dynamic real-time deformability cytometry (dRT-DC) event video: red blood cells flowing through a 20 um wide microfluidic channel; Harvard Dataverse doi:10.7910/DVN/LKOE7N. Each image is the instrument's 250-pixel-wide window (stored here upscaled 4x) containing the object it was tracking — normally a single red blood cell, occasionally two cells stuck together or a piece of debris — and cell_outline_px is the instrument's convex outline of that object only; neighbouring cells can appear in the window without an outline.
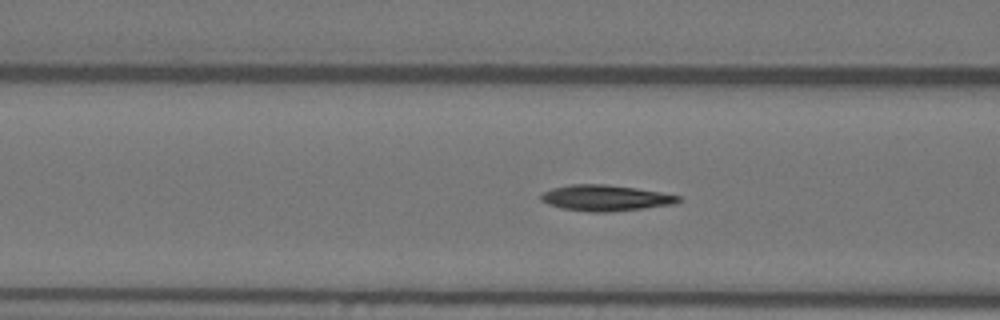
{"species": "Egyptian fruit bat (a non-hibernating species)", "species_latin": "Rousettus aegyptiacus", "temperature_condition": "warm", "stored_images_in_passage": 55, "camera_frame_rate_fps": 3000, "um_per_image_px": 0.085, "animal": {"sex": "female"}, "frame": {"image": 1, "passage_image": 21, "time_ms": 6.667, "image_size_px": [1000, 320], "cell_outline_px": [[680, 200], [676, 204], [612, 212], [588, 212], [560, 208], [548, 204], [540, 200], [540, 196], [544, 192], [552, 188], [572, 184], [604, 184], [636, 188], [660, 192], [680, 196]], "centroid_in_image_um": [51.45, 16.83], "position_along_channel_um": 115.1, "area_um2": 20.81}}
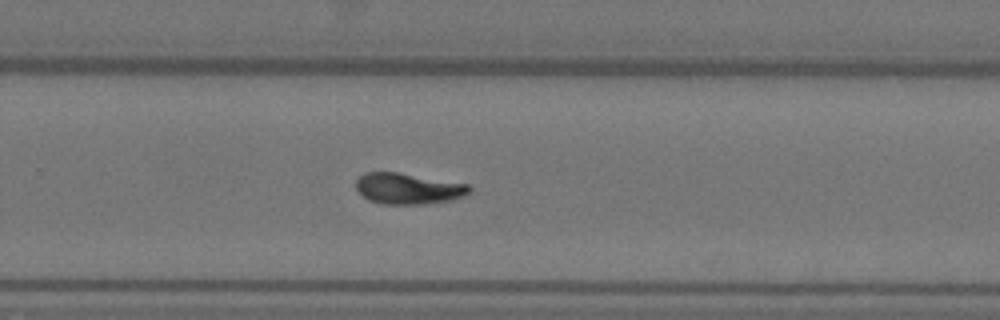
{"frame": {"image": 2, "passage_image": 36, "time_ms": 11.667, "image_size_px": [1000, 320], "cell_outline_px": [[472, 192], [464, 196], [452, 200], [424, 204], [384, 204], [368, 200], [356, 188], [356, 180], [364, 172], [396, 172], [468, 184], [472, 188]], "centroid_in_image_um": [34.72, 16.03], "position_along_channel_um": 295.1, "area_um2": 20.46}}
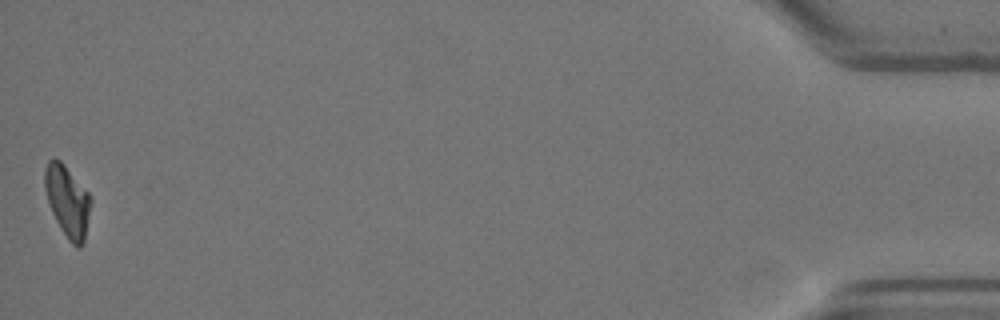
{"frame": {"image": 3, "passage_image": 55, "time_ms": 18.0, "image_size_px": [1000, 320], "cell_outline_px": [[92, 200], [84, 244], [80, 248], [76, 248], [68, 240], [60, 228], [52, 212], [44, 188], [44, 168], [48, 160], [52, 156], [60, 160], [64, 164], [92, 196]], "centroid_in_image_um": [5.74, 17.09], "position_along_channel_um": 429.5, "area_um2": 19.48}, "authors_computed_cell_mechanics": {"area_um2": 19.9988, "velocity_mm_per_s": 3.6166, "shape_relaxation_time_tau1_ms": 6.2831, "shape_relaxation_time_tau2_ms": 2.9987, "deformation_change_tau1": 0.2064, "deformation_change_tau2": 0.0812}}